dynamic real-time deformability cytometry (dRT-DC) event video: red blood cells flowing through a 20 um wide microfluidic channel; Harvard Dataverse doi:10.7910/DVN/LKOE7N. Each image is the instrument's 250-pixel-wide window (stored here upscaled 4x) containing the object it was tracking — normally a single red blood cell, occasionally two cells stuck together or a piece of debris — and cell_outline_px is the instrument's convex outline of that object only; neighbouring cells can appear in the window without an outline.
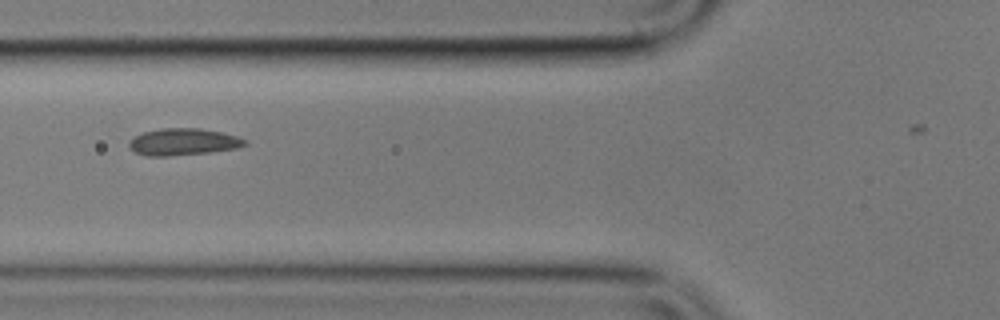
{"species": "common noctule bat (a hibernating species)", "species_latin": "Nyctalus noctula", "temperature_condition": "cold", "stored_images_in_passage": 6, "camera_frame_rate_fps": 3000, "um_per_image_px": 0.085, "animal": {"sex": "male", "body_mass_g": 17.9}, "frame": {"image": 1, "passage_image": 5, "time_ms": 4.667, "image_size_px": [1000, 320], "cell_outline_px": [[248, 144], [240, 148], [208, 152], [168, 156], [148, 156], [136, 152], [128, 144], [136, 136], [144, 132], [160, 128], [200, 128], [220, 132], [236, 136], [248, 140]], "centroid_in_image_um": [15.64, 12.05], "position_along_channel_um": 110.2, "area_um2": 17.98}}
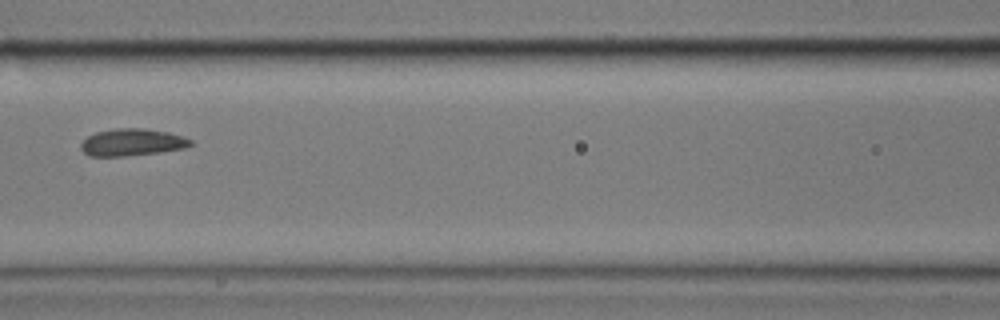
{"frame": {"image": 2, "passage_image": 6, "time_ms": 6.0, "image_size_px": [1000, 320], "cell_outline_px": [[196, 144], [184, 148], [160, 152], [124, 156], [88, 156], [80, 148], [80, 144], [88, 136], [96, 132], [116, 128], [144, 128], [168, 132], [184, 136], [192, 140]], "centroid_in_image_um": [11.26, 12.09], "position_along_channel_um": 155.3, "area_um2": 17.46}}